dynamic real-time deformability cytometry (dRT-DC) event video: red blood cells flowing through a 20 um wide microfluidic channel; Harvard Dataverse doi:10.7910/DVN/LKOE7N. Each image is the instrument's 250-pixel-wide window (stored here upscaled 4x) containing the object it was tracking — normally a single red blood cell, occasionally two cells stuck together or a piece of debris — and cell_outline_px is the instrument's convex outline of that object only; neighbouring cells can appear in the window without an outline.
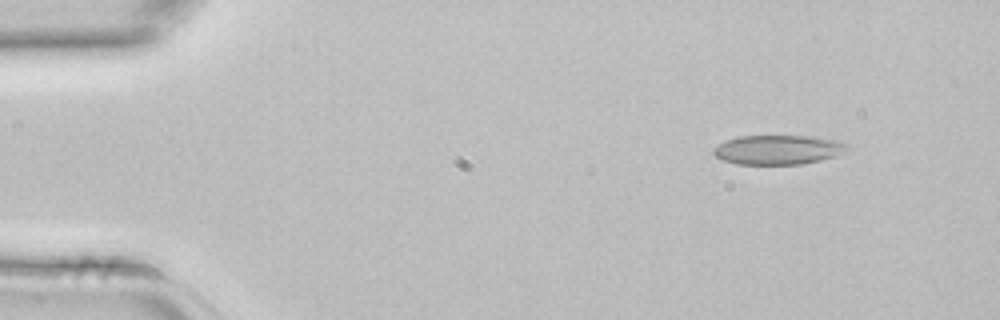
{"species": "common noctule bat (a hibernating species)", "species_latin": "Nyctalus noctula", "temperature_condition": "room temperature", "stored_images_in_passage": 4, "camera_frame_rate_fps": 3000, "um_per_image_px": 0.085, "animal": {"sex": "female", "body_mass_g": 22.7, "forearm_length_mm": 54.2}, "frame": {"image": 1, "passage_image": 2, "time_ms": 0.333, "image_size_px": [1000, 320], "cell_outline_px": [[848, 148], [836, 156], [820, 160], [800, 164], [736, 164], [724, 160], [716, 156], [712, 152], [712, 148], [724, 140], [740, 136], [812, 136], [836, 140], [848, 144]], "centroid_in_image_um": [66.1, 12.72], "position_along_channel_um": 18.9, "area_um2": 22.89}}
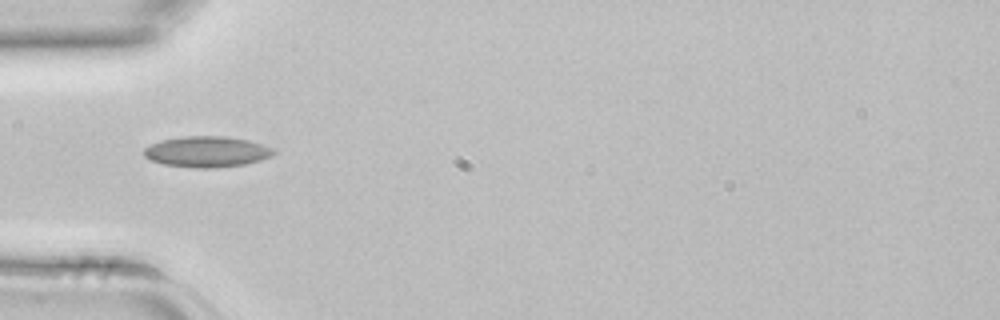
{"frame": {"image": 2, "passage_image": 4, "time_ms": 1.0, "image_size_px": [1000, 320], "cell_outline_px": [[276, 152], [272, 156], [260, 160], [244, 164], [216, 168], [192, 168], [164, 164], [152, 160], [144, 156], [144, 148], [160, 140], [184, 136], [224, 136], [248, 140], [272, 148]], "centroid_in_image_um": [17.57, 12.9], "position_along_channel_um": 67.4, "area_um2": 23.24}}